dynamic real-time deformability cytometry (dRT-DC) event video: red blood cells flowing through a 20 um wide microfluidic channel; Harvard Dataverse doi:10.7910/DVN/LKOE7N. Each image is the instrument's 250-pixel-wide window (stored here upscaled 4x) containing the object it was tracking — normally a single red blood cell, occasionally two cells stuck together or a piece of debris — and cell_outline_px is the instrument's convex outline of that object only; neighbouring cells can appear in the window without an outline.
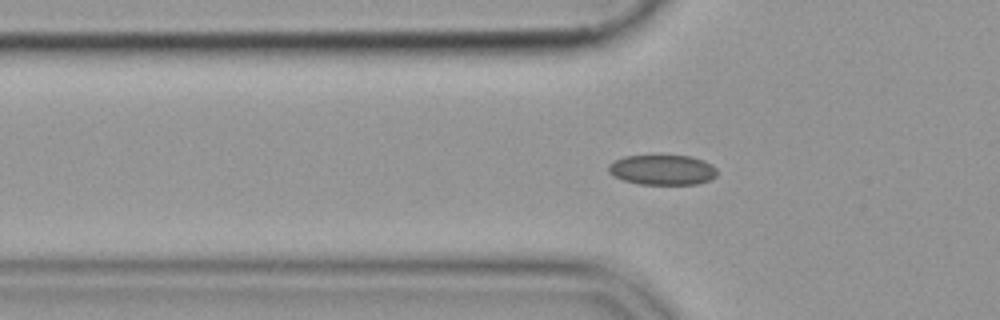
{"species": "common noctule bat (a hibernating species)", "species_latin": "Nyctalus noctula", "temperature_condition": "cold", "stored_images_in_passage": 47, "camera_frame_rate_fps": 3000, "um_per_image_px": 0.085, "animal": {"sex": "female", "body_mass_g": 19.9}, "frame": {"image": 1, "passage_image": 10, "time_ms": 3.0, "image_size_px": [1000, 320], "cell_outline_px": [[716, 176], [708, 180], [696, 184], [640, 184], [624, 180], [612, 176], [608, 172], [608, 164], [624, 156], [692, 156], [704, 160], [712, 164], [716, 168]], "centroid_in_image_um": [56.3, 14.44], "position_along_channel_um": 69.5, "area_um2": 19.02}}
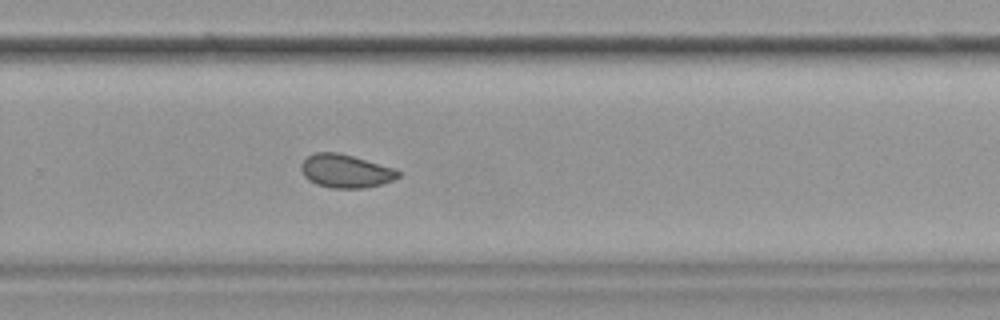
{"frame": {"image": 2, "passage_image": 29, "time_ms": 9.333, "image_size_px": [1000, 320], "cell_outline_px": [[400, 176], [392, 180], [380, 184], [364, 188], [332, 188], [316, 184], [308, 180], [304, 176], [300, 168], [300, 164], [308, 156], [316, 152], [336, 152], [352, 156], [392, 168], [400, 172]], "centroid_in_image_um": [29.33, 14.55], "position_along_channel_um": 300.5, "area_um2": 18.61}}
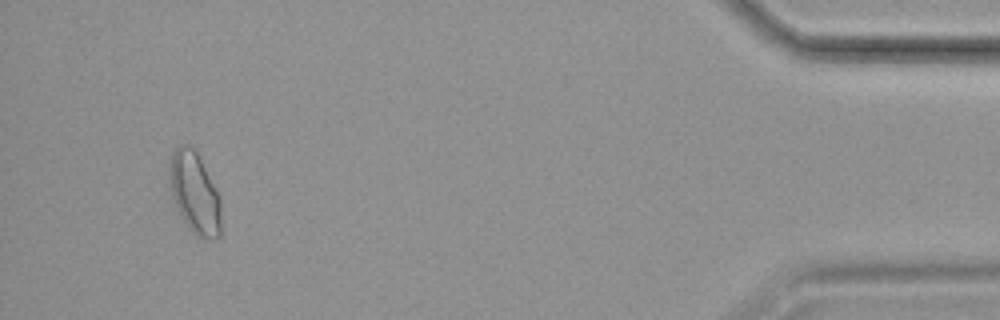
{"frame": {"image": 3, "passage_image": 44, "time_ms": 14.333, "image_size_px": [1000, 320], "cell_outline_px": [[220, 236], [216, 240], [212, 240], [196, 236], [188, 228], [180, 216], [176, 208], [172, 196], [168, 168], [168, 164], [172, 152], [180, 144], [188, 144], [196, 152], [220, 200]], "centroid_in_image_um": [16.51, 16.44], "position_along_channel_um": 418.7, "area_um2": 24.28}}